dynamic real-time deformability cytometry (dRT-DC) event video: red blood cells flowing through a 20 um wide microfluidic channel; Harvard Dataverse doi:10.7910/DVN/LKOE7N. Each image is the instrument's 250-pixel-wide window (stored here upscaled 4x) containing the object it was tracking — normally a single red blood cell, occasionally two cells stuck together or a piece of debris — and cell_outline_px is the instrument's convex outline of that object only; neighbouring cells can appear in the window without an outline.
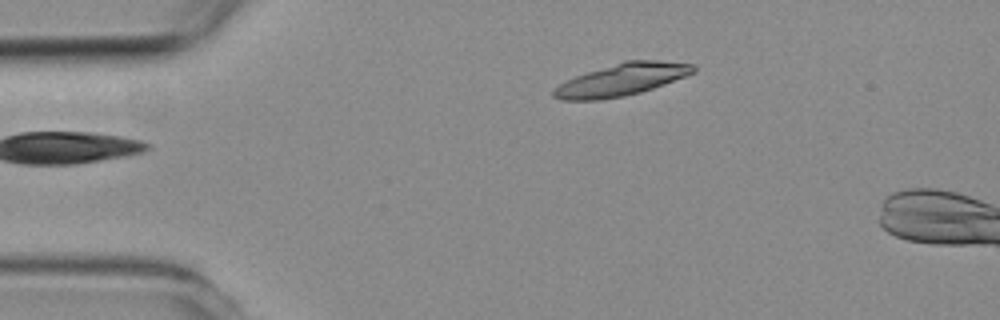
{"species": "common noctule bat (a hibernating species)", "species_latin": "Nyctalus noctula", "temperature_condition": "room temperature", "stored_images_in_passage": 3, "camera_frame_rate_fps": 3000, "um_per_image_px": 0.085, "animal": {"sex": "female", "body_mass_g": 19.3, "forearm_length_mm": 54.1}, "frame": {"image": 1, "passage_image": 3, "time_ms": 2.333, "image_size_px": [1000, 320], "cell_outline_px": [[696, 72], [664, 84], [640, 92], [624, 96], [596, 100], [560, 100], [552, 96], [552, 92], [560, 84], [576, 76], [624, 60], [660, 60], [692, 64], [696, 68]], "centroid_in_image_um": [52.85, 6.77], "position_along_channel_um": 32.1, "area_um2": 25.89}}